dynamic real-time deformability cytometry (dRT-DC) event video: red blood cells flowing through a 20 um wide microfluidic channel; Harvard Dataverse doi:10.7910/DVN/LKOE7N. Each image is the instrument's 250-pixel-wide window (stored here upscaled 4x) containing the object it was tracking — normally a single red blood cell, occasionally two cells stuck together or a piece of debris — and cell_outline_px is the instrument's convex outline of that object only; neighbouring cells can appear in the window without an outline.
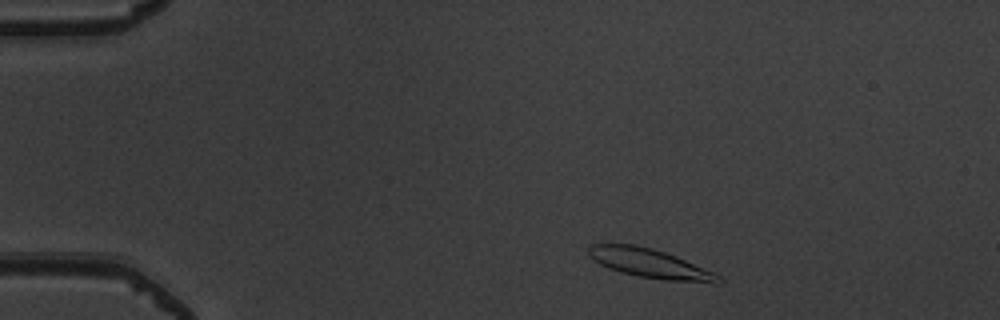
{"species": "common noctule bat (a hibernating species)", "species_latin": "Nyctalus noctula", "temperature_condition": "warm", "stored_images_in_passage": 38, "camera_frame_rate_fps": 3000, "um_per_image_px": 0.085, "animal": {"sex": "male", "body_mass_g": 19.5, "forearm_length_mm": 54.6}, "frame": {"image": 1, "passage_image": 4, "time_ms": 1.0, "image_size_px": [1000, 320], "cell_outline_px": [[724, 280], [720, 284], [712, 284], [664, 280], [636, 276], [620, 272], [608, 268], [600, 264], [588, 256], [588, 244], [636, 244], [652, 248], [676, 256], [712, 272], [720, 276]], "centroid_in_image_um": [55.25, 22.41], "position_along_channel_um": 29.8, "area_um2": 22.31}}
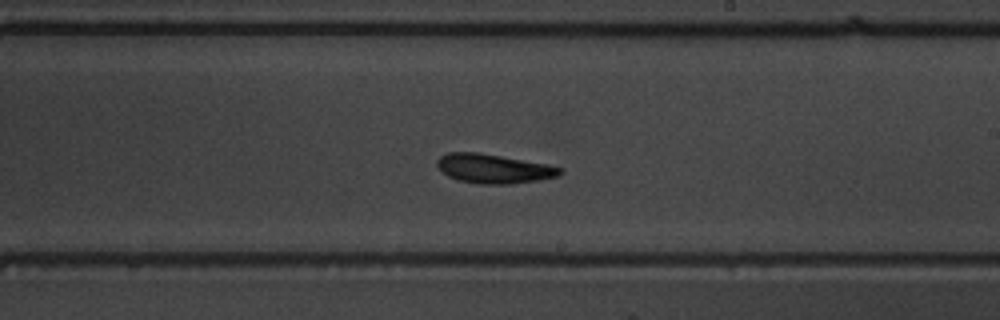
{"frame": {"image": 2, "passage_image": 26, "time_ms": 8.333, "image_size_px": [1000, 320], "cell_outline_px": [[564, 172], [556, 176], [540, 180], [512, 184], [480, 184], [456, 180], [448, 176], [436, 164], [436, 160], [440, 156], [448, 152], [476, 152], [548, 164], [564, 168]], "centroid_in_image_um": [41.98, 14.34], "position_along_channel_um": 247.0, "area_um2": 20.98}}
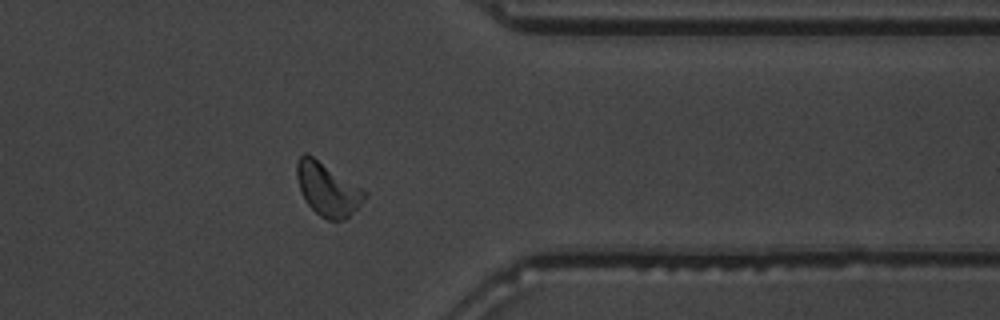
{"frame": {"image": 3, "passage_image": 37, "time_ms": 12.0, "image_size_px": [1000, 320], "cell_outline_px": [[368, 196], [344, 220], [328, 220], [320, 216], [308, 204], [300, 192], [296, 176], [296, 160], [304, 152], [308, 152], [364, 188], [368, 192]], "centroid_in_image_um": [27.84, 16.03], "position_along_channel_um": 383.6, "area_um2": 21.39}}